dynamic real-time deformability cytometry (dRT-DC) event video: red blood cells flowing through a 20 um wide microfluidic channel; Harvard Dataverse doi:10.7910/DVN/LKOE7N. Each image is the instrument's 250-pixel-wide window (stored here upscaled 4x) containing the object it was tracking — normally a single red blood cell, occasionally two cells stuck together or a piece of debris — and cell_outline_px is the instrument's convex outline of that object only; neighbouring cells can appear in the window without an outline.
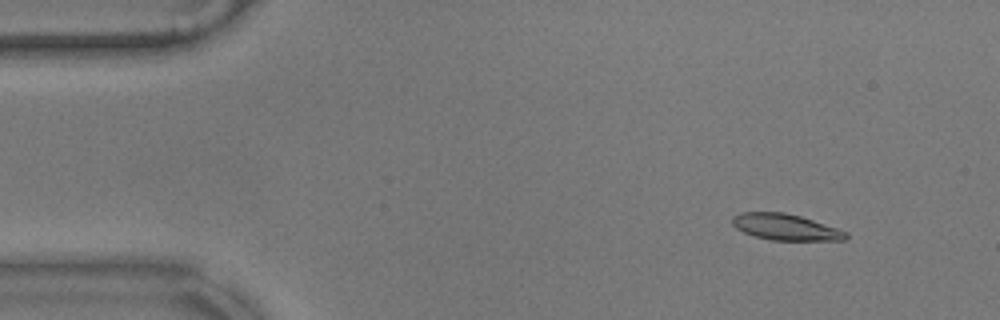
{"species": "common noctule bat (a hibernating species)", "species_latin": "Nyctalus noctula", "temperature_condition": "warm", "stored_images_in_passage": 57, "camera_frame_rate_fps": 3000, "um_per_image_px": 0.085, "animal": {"sex": "male", "body_mass_g": 17.9}, "frame": {"image": 1, "passage_image": 6, "time_ms": 1.667, "image_size_px": [1000, 320], "cell_outline_px": [[848, 236], [844, 240], [772, 240], [756, 236], [744, 232], [736, 228], [732, 224], [732, 216], [740, 212], [784, 212], [800, 216], [848, 232]], "centroid_in_image_um": [66.74, 19.29], "position_along_channel_um": 18.3, "area_um2": 17.17}}
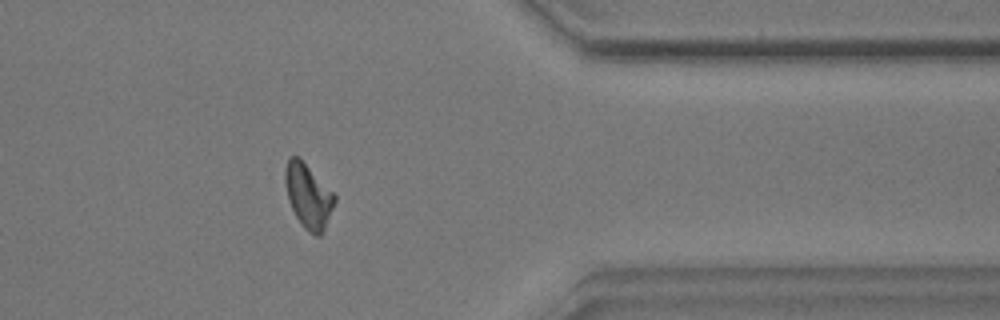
{"frame": {"image": 2, "passage_image": 46, "time_ms": 15.0, "image_size_px": [1000, 320], "cell_outline_px": [[336, 200], [324, 232], [320, 236], [316, 236], [308, 232], [300, 224], [288, 200], [284, 180], [284, 168], [288, 160], [292, 156], [300, 156], [336, 196]], "centroid_in_image_um": [26.2, 16.66], "position_along_channel_um": 385.2, "area_um2": 18.79}}
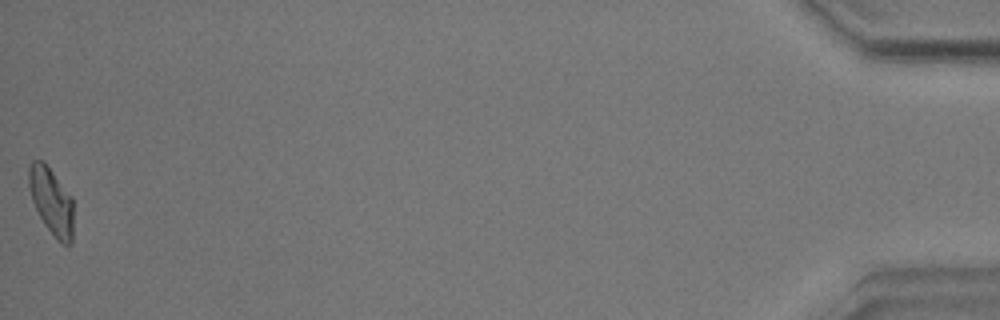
{"frame": {"image": 3, "passage_image": 57, "time_ms": 18.667, "image_size_px": [1000, 320], "cell_outline_px": [[72, 244], [60, 244], [56, 240], [44, 224], [32, 200], [28, 184], [28, 164], [32, 160], [44, 160], [72, 196]], "centroid_in_image_um": [4.35, 17.07], "position_along_channel_um": 430.8, "area_um2": 17.63}, "authors_computed_cell_mechanics": {"area_um2": 17.629, "velocity_mm_per_s": 3.5173, "shape_relaxation_time_tau1_ms": 3.9331, "shape_relaxation_time_tau2_ms": 3.9367, "deformation_change_tau1": 0.19, "deformation_change_tau2": 0.1081}}